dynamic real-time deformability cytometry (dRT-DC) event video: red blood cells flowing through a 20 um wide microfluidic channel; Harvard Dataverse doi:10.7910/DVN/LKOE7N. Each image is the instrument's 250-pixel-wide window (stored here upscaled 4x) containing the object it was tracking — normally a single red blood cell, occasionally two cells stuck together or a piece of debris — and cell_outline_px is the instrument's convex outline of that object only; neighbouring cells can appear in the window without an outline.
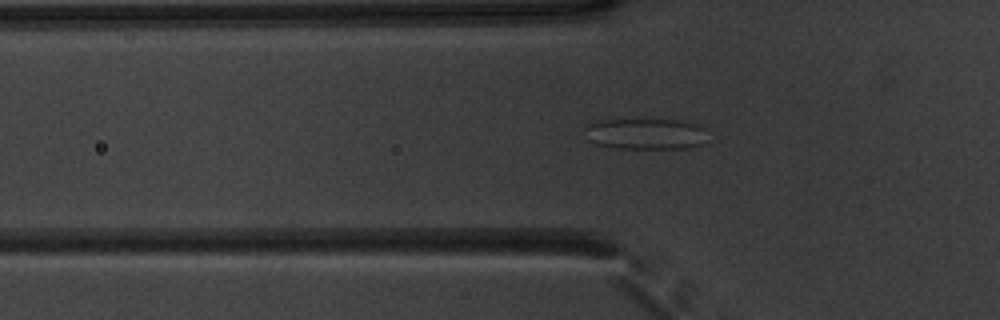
{"species": "common noctule bat (a hibernating species)", "species_latin": "Nyctalus noctula", "temperature_condition": "warm", "stored_images_in_passage": 39, "segment_of_instrument_passage": [1, 2], "camera_frame_rate_fps": 3000, "um_per_image_px": 0.085, "animal": {"sex": "male", "body_mass_g": 20.1, "forearm_length_mm": 53.5}, "frame": {"image": 1, "passage_image": 7, "time_ms": 2.0, "image_size_px": [1000, 320], "cell_outline_px": [[708, 144], [692, 148], [616, 148], [596, 144], [588, 140], [584, 128], [584, 124], [588, 120], [676, 120], [700, 124], [704, 128]], "centroid_in_image_um": [54.88, 11.38], "position_along_channel_um": 70.9, "area_um2": 22.77}}
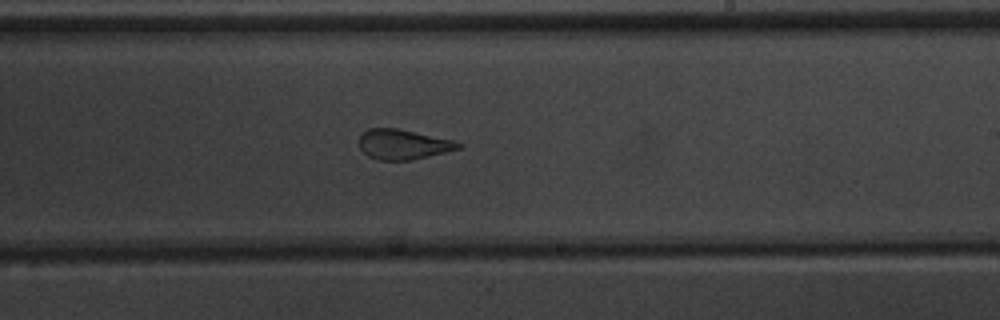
{"frame": {"image": 2, "passage_image": 21, "time_ms": 6.667, "image_size_px": [1000, 320], "cell_outline_px": [[464, 144], [460, 148], [412, 160], [380, 160], [368, 156], [360, 148], [360, 136], [368, 128], [396, 128], [452, 140]], "centroid_in_image_um": [34.25, 12.27], "position_along_channel_um": 254.7, "area_um2": 17.05}}
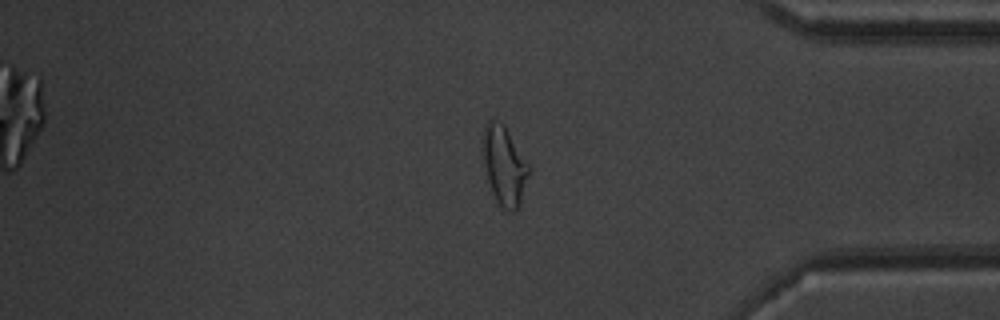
{"frame": {"image": 3, "passage_image": 33, "time_ms": 10.667, "image_size_px": [1000, 320], "cell_outline_px": [[532, 168], [520, 204], [516, 212], [512, 212], [504, 208], [496, 200], [492, 192], [488, 180], [484, 164], [484, 128], [488, 120], [492, 116], [504, 124]], "centroid_in_image_um": [42.91, 14.06], "position_along_channel_um": 392.3, "area_um2": 21.27}}